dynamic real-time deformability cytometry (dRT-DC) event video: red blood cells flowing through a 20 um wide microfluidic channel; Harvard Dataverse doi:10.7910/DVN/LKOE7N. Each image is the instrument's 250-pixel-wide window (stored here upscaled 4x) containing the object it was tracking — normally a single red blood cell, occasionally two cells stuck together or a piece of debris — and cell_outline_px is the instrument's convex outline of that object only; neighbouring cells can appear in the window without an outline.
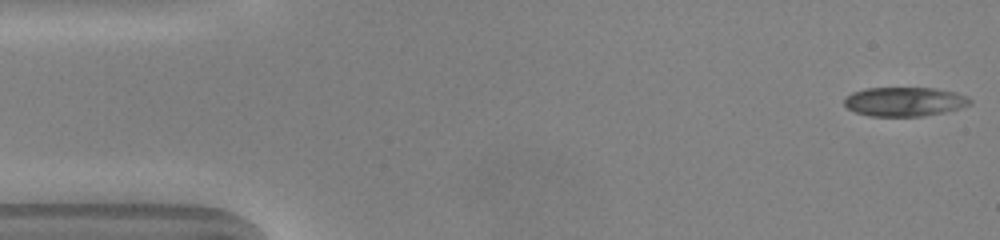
{"species": "common noctule bat (a hibernating species)", "species_latin": "Nyctalus noctula", "temperature_condition": "warm", "stored_images_in_passage": 49, "camera_frame_rate_fps": 3000, "um_per_image_px": 0.085, "animal": {"sex": "male", "body_mass_g": 20.0, "forearm_length_mm": 53.3}, "frame": {"image": 1, "passage_image": 1, "time_ms": 0.0, "image_size_px": [1000, 240], "cell_outline_px": [[972, 104], [960, 108], [944, 112], [924, 116], [868, 116], [856, 112], [848, 108], [844, 104], [844, 100], [852, 92], [864, 88], [936, 88], [956, 92], [968, 96], [972, 100]], "centroid_in_image_um": [76.92, 8.63], "position_along_channel_um": 8.1, "area_um2": 21.5}}
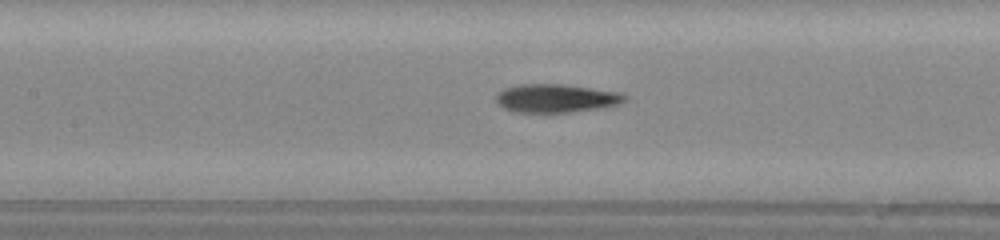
{"frame": {"image": 2, "passage_image": 21, "time_ms": 6.667, "image_size_px": [1000, 240], "cell_outline_px": [[628, 96], [620, 104], [604, 108], [568, 112], [516, 112], [504, 108], [496, 100], [496, 92], [504, 88], [516, 84], [564, 84], [620, 92]], "centroid_in_image_um": [47.28, 8.34], "position_along_channel_um": 160.1, "area_um2": 21.44}}
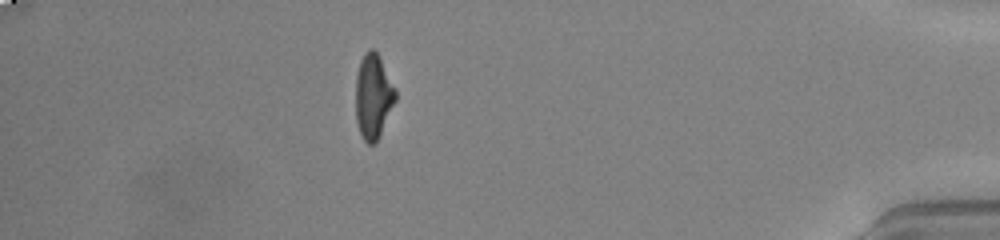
{"frame": {"image": 3, "passage_image": 43, "time_ms": 14.0, "image_size_px": [1000, 240], "cell_outline_px": [[396, 100], [376, 144], [368, 144], [360, 136], [356, 120], [356, 76], [360, 60], [364, 52], [368, 48], [372, 48], [376, 52], [396, 92]], "centroid_in_image_um": [31.7, 8.24], "position_along_channel_um": 403.5, "area_um2": 19.48}, "authors_computed_cell_mechanics": {"area_um2": 20.9236, "velocity_mm_per_s": 4.0411, "shape_relaxation_time_tau1_ms": 6.8194, "shape_relaxation_time_tau2_ms": 1.9297, "deformation_change_tau1": 0.2784, "deformation_change_tau2": 0.0925}}